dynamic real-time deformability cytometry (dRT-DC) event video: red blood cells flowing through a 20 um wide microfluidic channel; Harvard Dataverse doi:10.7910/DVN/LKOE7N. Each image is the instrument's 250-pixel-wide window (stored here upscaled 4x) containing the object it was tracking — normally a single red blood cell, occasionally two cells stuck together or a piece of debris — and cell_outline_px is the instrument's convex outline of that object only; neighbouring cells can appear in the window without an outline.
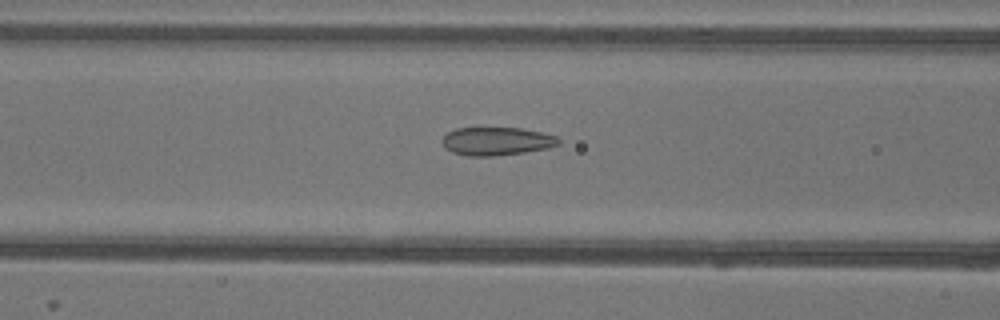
{"species": "common noctule bat (a hibernating species)", "species_latin": "Nyctalus noctula", "temperature_condition": "warm", "stored_images_in_passage": 42, "camera_frame_rate_fps": 3000, "um_per_image_px": 0.085, "animal": {"sex": "female"}, "frame": {"image": 1, "passage_image": 11, "time_ms": 3.333, "image_size_px": [1000, 320], "cell_outline_px": [[560, 144], [548, 148], [524, 152], [496, 156], [468, 156], [452, 152], [444, 148], [440, 140], [448, 132], [456, 128], [520, 128], [540, 132], [556, 136], [560, 140]], "centroid_in_image_um": [42.18, 12.01], "position_along_channel_um": 124.4, "area_um2": 19.19}}
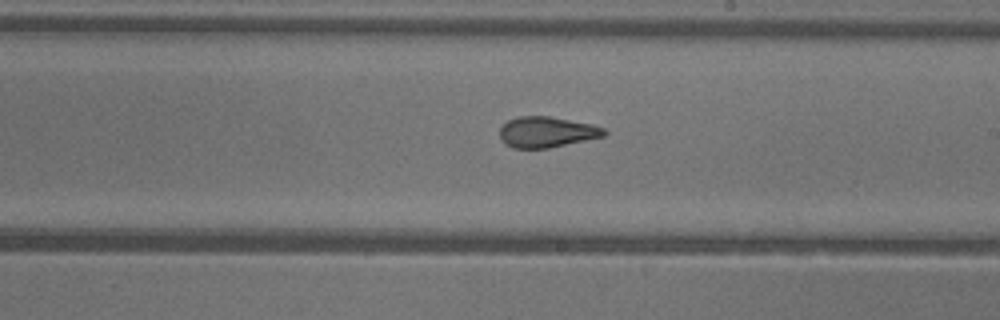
{"frame": {"image": 2, "passage_image": 20, "time_ms": 6.333, "image_size_px": [1000, 320], "cell_outline_px": [[608, 132], [604, 136], [548, 148], [512, 148], [504, 144], [500, 140], [500, 128], [508, 120], [516, 116], [548, 116], [592, 124], [604, 128]], "centroid_in_image_um": [46.44, 11.22], "position_along_channel_um": 242.6, "area_um2": 18.73}}
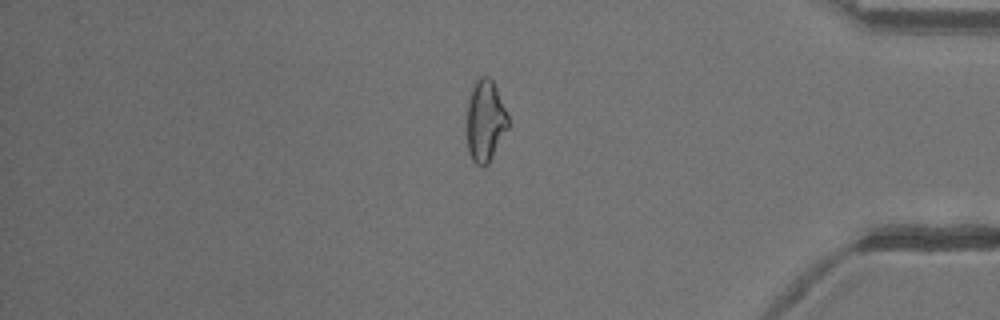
{"frame": {"image": 3, "passage_image": 34, "time_ms": 11.0, "image_size_px": [1000, 320], "cell_outline_px": [[508, 128], [488, 164], [484, 168], [476, 164], [472, 160], [468, 152], [468, 100], [472, 88], [476, 80], [480, 76], [488, 76], [492, 80], [496, 88], [508, 116]], "centroid_in_image_um": [41.25, 10.29], "position_along_channel_um": 394.0, "area_um2": 19.36}, "authors_computed_cell_mechanics": {"area_um2": 19.7098, "velocity_mm_per_s": 3.9499, "shape_relaxation_time_tau1_ms": null, "shape_relaxation_time_tau2_ms": 1.6569, "deformation_change_tau1": null, "deformation_change_tau2": 0.0952}}